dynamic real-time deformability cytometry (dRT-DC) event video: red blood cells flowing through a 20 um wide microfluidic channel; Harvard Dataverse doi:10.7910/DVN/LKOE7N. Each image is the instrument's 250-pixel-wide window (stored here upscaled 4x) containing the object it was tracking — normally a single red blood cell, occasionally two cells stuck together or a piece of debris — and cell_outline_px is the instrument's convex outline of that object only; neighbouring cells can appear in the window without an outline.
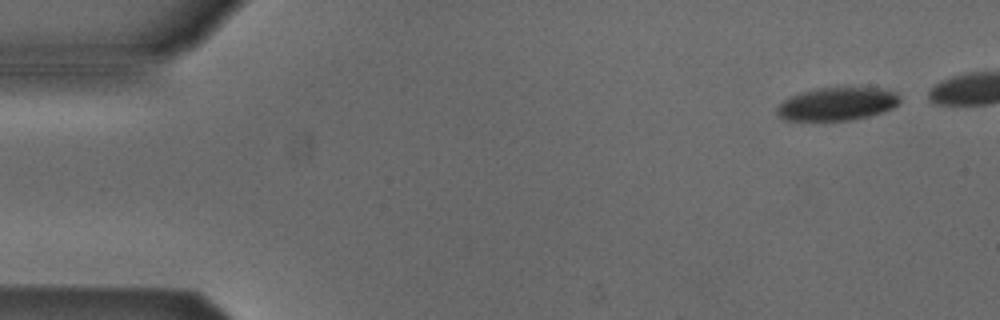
{"species": "Egyptian fruit bat (a non-hibernating species)", "species_latin": "Rousettus aegyptiacus", "temperature_condition": "cold", "stored_images_in_passage": 3, "camera_frame_rate_fps": 3000, "um_per_image_px": 0.085, "animal": {"sex": "male"}, "frame": {"image": 1, "passage_image": 1, "time_ms": 0.0, "image_size_px": [1000, 320], "cell_outline_px": [[900, 104], [892, 108], [868, 116], [852, 120], [784, 120], [776, 116], [776, 108], [784, 100], [792, 96], [804, 92], [820, 88], [876, 88], [896, 92], [900, 96]], "centroid_in_image_um": [71.15, 8.85], "position_along_channel_um": 13.8, "area_um2": 23.41}}